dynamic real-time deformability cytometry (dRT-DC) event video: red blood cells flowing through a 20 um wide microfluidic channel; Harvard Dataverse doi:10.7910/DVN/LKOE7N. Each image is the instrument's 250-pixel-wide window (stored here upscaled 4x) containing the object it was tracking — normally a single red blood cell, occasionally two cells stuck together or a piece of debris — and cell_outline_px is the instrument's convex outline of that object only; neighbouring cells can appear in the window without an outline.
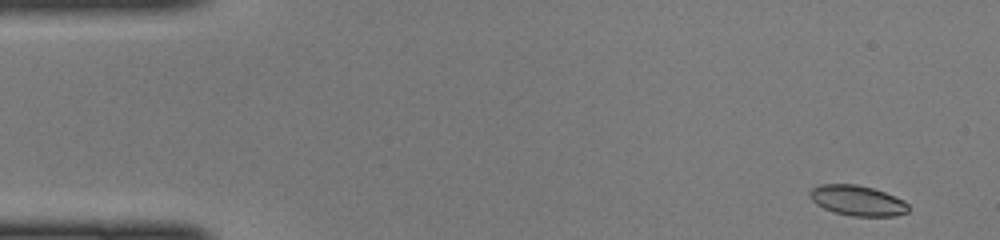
{"species": "common noctule bat (a hibernating species)", "species_latin": "Nyctalus noctula", "temperature_condition": "cold", "stored_images_in_passage": 46, "camera_frame_rate_fps": 3000, "um_per_image_px": 0.085, "animal": {"sex": "female", "body_mass_g": 22.0, "forearm_length_mm": 56.7}, "frame": {"image": 1, "passage_image": 1, "time_ms": 0.0, "image_size_px": [1000, 240], "cell_outline_px": [[908, 212], [896, 216], [852, 216], [836, 212], [824, 208], [816, 204], [808, 196], [808, 192], [812, 188], [820, 184], [856, 184], [872, 188], [884, 192], [904, 200], [908, 204]], "centroid_in_image_um": [72.87, 17.04], "position_along_channel_um": 12.1, "area_um2": 17.4}}
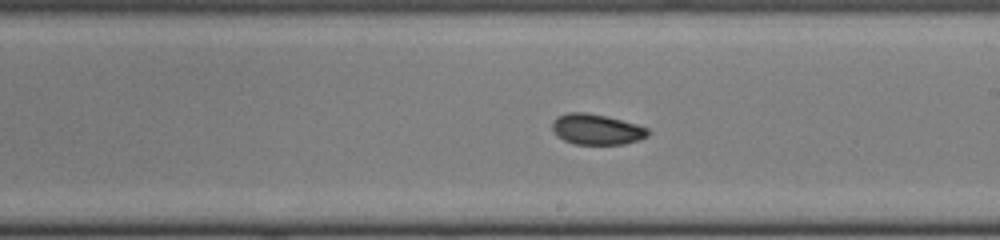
{"frame": {"image": 2, "passage_image": 25, "time_ms": 8.0, "image_size_px": [1000, 240], "cell_outline_px": [[648, 136], [640, 140], [624, 144], [572, 144], [556, 136], [552, 132], [552, 120], [556, 116], [568, 112], [588, 112], [636, 124], [648, 128]], "centroid_in_image_um": [50.65, 11.0], "position_along_channel_um": 238.3, "area_um2": 17.22}}
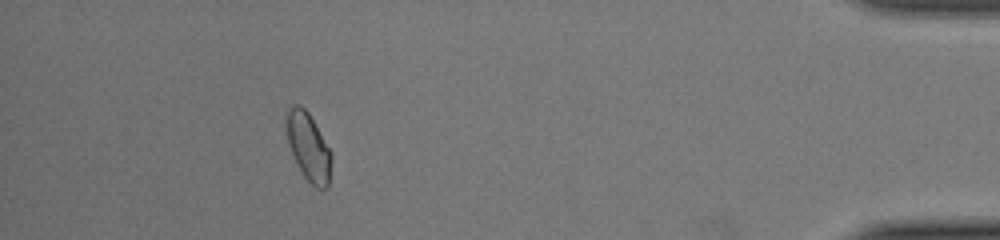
{"frame": {"image": 3, "passage_image": 41, "time_ms": 13.333, "image_size_px": [1000, 240], "cell_outline_px": [[332, 160], [328, 188], [316, 188], [304, 176], [288, 144], [284, 120], [288, 108], [292, 104], [300, 104], [308, 112], [332, 152]], "centroid_in_image_um": [26.21, 12.44], "position_along_channel_um": 409.0, "area_um2": 17.92}}